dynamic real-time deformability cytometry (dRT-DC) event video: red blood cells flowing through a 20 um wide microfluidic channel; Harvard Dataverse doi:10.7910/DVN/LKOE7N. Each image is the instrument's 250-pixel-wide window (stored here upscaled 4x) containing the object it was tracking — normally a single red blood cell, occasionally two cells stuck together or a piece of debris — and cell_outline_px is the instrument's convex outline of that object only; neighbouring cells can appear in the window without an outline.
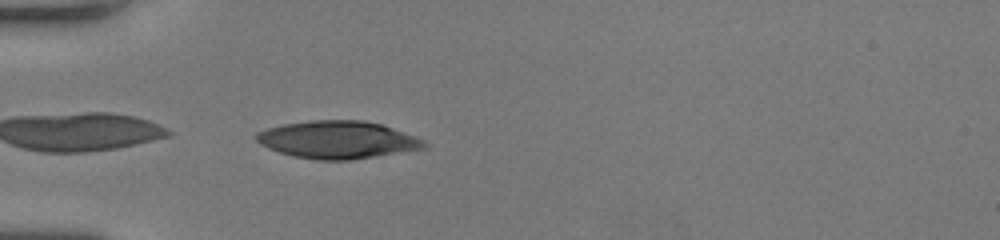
{"species": "human", "species_latin": "Homo sapiens", "temperature_condition": "room temperature", "stored_images_in_passage": 8, "camera_frame_rate_fps": 3000, "um_per_image_px": 0.085, "donor": {"sex": "female"}, "frame": {"image": 1, "passage_image": 1, "time_ms": 0.0, "image_size_px": [1000, 240], "cell_outline_px": [[428, 148], [352, 160], [316, 160], [292, 156], [268, 148], [260, 144], [252, 136], [256, 132], [268, 128], [284, 124], [312, 120], [364, 120], [380, 124], [424, 140], [428, 144]], "centroid_in_image_um": [28.67, 11.89], "position_along_channel_um": 56.3, "area_um2": 36.82}}
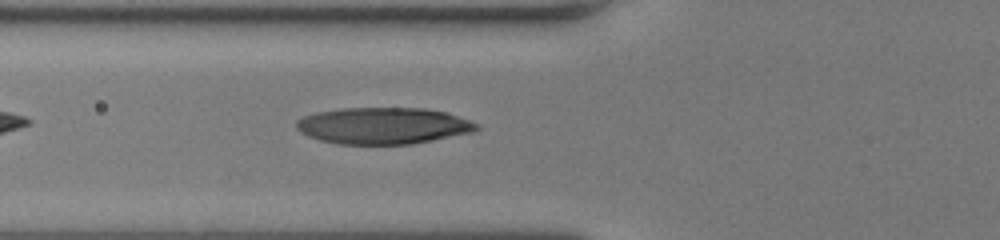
{"frame": {"image": 2, "passage_image": 5, "time_ms": 1.333, "image_size_px": [1000, 240], "cell_outline_px": [[480, 128], [476, 132], [412, 144], [336, 144], [320, 140], [308, 136], [300, 132], [296, 128], [296, 120], [304, 116], [316, 112], [344, 108], [424, 108], [444, 112], [480, 124]], "centroid_in_image_um": [32.58, 10.69], "position_along_channel_um": 93.2, "area_um2": 38.55}}